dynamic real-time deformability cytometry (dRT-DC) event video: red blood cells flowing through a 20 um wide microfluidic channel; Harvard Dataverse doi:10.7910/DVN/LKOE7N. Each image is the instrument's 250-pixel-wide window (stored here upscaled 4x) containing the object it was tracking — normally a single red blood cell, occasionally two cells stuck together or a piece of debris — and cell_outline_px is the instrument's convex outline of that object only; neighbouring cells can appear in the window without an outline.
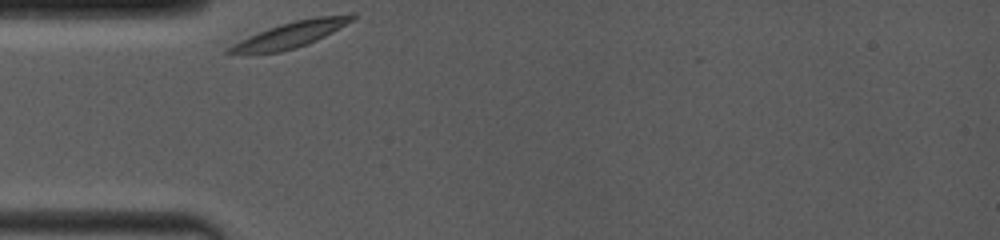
{"species": "common noctule bat (a hibernating species)", "species_latin": "Nyctalus noctula", "temperature_condition": "room temperature", "stored_images_in_passage": 5, "camera_frame_rate_fps": 4000, "um_per_image_px": 0.085, "animal": {"sex": "female", "body_mass_g": 19.0, "forearm_length_mm": 53.3}, "frame": {"image": 1, "passage_image": 1, "time_ms": 0.0, "image_size_px": [1000, 240], "cell_outline_px": [[356, 16], [352, 20], [332, 32], [316, 40], [296, 48], [280, 52], [224, 52], [224, 48], [248, 36], [268, 28], [280, 24], [296, 20], [320, 16], [352, 12], [356, 12]], "centroid_in_image_um": [24.74, 2.91], "position_along_channel_um": 60.3, "area_um2": 18.21}}